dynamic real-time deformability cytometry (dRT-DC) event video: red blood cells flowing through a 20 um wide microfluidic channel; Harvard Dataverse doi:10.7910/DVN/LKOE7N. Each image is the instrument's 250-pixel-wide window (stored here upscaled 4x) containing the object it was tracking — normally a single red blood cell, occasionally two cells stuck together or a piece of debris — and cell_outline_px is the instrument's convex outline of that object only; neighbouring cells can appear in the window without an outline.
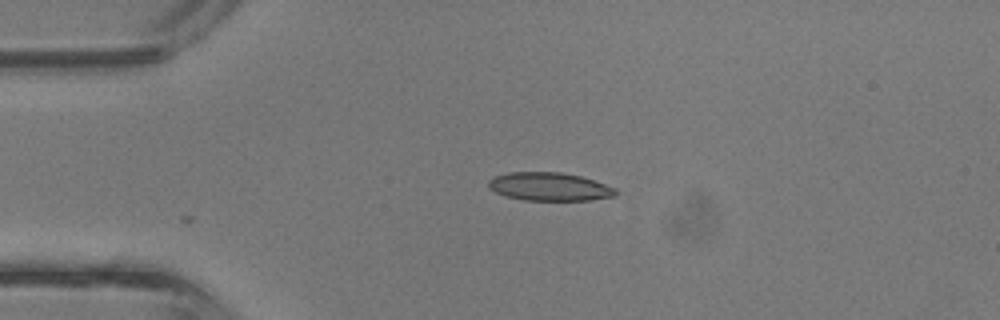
{"species": "common noctule bat (a hibernating species)", "species_latin": "Nyctalus noctula", "temperature_condition": "room temperature", "stored_images_in_passage": 3, "camera_frame_rate_fps": 3000, "um_per_image_px": 0.085, "animal": {"sex": "male", "body_mass_g": 13.3}, "frame": {"image": 1, "passage_image": 3, "time_ms": 0.667, "image_size_px": [1000, 320], "cell_outline_px": [[620, 192], [612, 196], [588, 200], [524, 200], [504, 196], [488, 188], [488, 180], [496, 176], [508, 172], [560, 172], [580, 176], [616, 188]], "centroid_in_image_um": [46.67, 15.86], "position_along_channel_um": 38.3, "area_um2": 20.87}}